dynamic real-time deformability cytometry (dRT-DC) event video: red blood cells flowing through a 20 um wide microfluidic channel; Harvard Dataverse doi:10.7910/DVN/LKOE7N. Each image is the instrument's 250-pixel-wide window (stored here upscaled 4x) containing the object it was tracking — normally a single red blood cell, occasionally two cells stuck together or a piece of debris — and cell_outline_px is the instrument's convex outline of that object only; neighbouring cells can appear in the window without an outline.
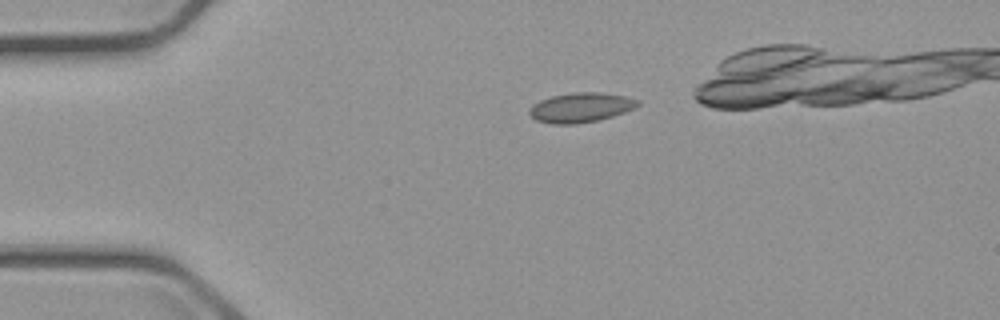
{"species": "common noctule bat (a hibernating species)", "species_latin": "Nyctalus noctula", "temperature_condition": "cold", "stored_images_in_passage": 4, "camera_frame_rate_fps": 3000, "um_per_image_px": 0.085, "animal": {"sex": "male", "body_mass_g": 23.1, "forearm_length_mm": 52.7}, "frame": {"image": 1, "passage_image": 2, "time_ms": 1.0, "image_size_px": [1000, 320], "cell_outline_px": [[640, 104], [624, 112], [612, 116], [596, 120], [576, 124], [552, 124], [536, 120], [528, 112], [532, 104], [540, 100], [552, 96], [572, 92], [600, 92], [624, 96], [640, 100]], "centroid_in_image_um": [49.34, 9.13], "position_along_channel_um": 35.7, "area_um2": 18.61}}